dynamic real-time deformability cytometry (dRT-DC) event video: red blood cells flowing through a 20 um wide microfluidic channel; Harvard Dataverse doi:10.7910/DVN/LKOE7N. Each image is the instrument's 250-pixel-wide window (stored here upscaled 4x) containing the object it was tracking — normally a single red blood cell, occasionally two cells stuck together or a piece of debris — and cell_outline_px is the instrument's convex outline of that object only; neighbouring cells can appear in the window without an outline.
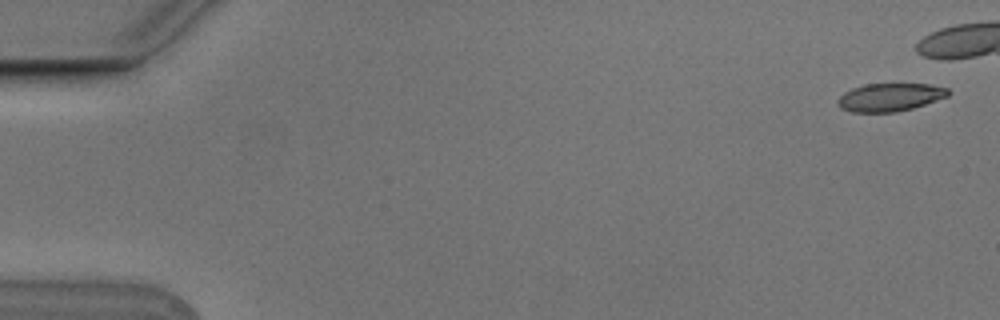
{"species": "Egyptian fruit bat (a non-hibernating species)", "species_latin": "Rousettus aegyptiacus", "temperature_condition": "cold", "stored_images_in_passage": 11, "camera_frame_rate_fps": 3000, "um_per_image_px": 0.085, "animal": {"sex": "male"}, "frame": {"image": 1, "passage_image": 1, "time_ms": 0.0, "image_size_px": [1000, 320], "cell_outline_px": [[948, 96], [912, 108], [896, 112], [852, 112], [840, 108], [836, 104], [836, 100], [844, 92], [852, 88], [864, 84], [928, 84], [948, 88]], "centroid_in_image_um": [75.58, 8.26], "position_along_channel_um": 9.4, "area_um2": 17.98}}
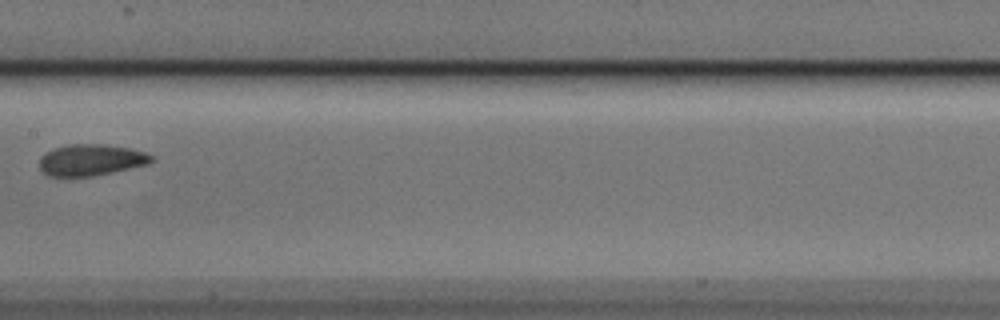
{"frame": {"image": 2, "passage_image": 10, "time_ms": 3.0, "image_size_px": [1000, 320], "cell_outline_px": [[156, 160], [148, 164], [112, 172], [92, 176], [48, 176], [40, 168], [40, 156], [44, 152], [52, 148], [68, 144], [104, 144], [128, 148], [144, 152], [156, 156]], "centroid_in_image_um": [7.74, 13.58], "position_along_channel_um": 199.7, "area_um2": 20.63}}
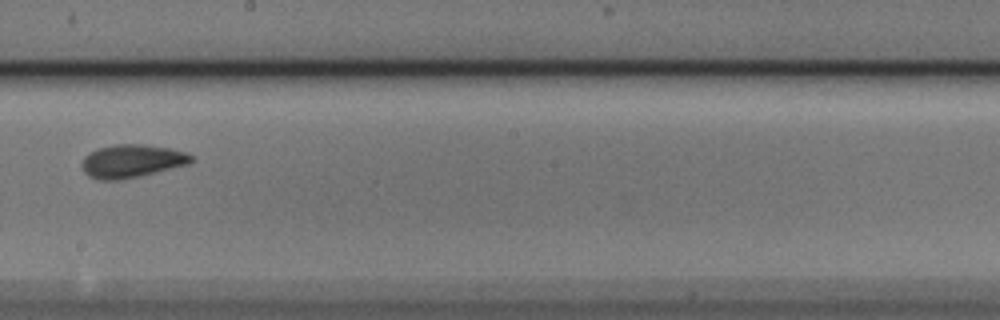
{"frame": {"image": 3, "passage_image": 11, "time_ms": 3.333, "image_size_px": [1000, 320], "cell_outline_px": [[192, 160], [188, 164], [140, 176], [116, 180], [100, 180], [88, 176], [84, 172], [80, 164], [84, 156], [96, 148], [116, 144], [144, 144], [168, 148], [188, 152], [192, 156]], "centroid_in_image_um": [11.16, 13.68], "position_along_channel_um": 237.0, "area_um2": 21.15}}